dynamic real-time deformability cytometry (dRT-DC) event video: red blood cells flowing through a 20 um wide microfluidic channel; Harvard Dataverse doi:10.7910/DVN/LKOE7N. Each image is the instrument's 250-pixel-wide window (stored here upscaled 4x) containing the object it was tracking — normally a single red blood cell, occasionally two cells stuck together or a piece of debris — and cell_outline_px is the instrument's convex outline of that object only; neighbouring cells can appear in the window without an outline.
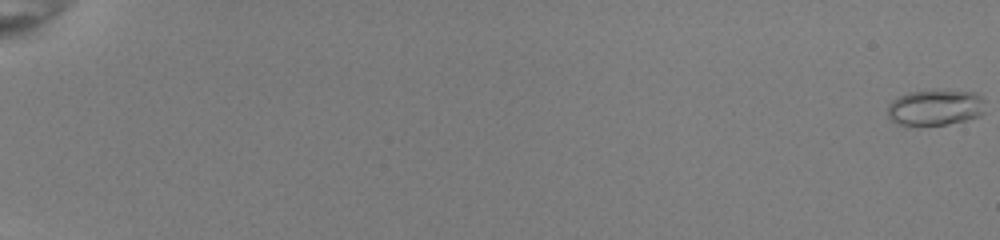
{"species": "common noctule bat (a hibernating species)", "species_latin": "Nyctalus noctula", "temperature_condition": "room temperature", "stored_images_in_passage": 54, "camera_frame_rate_fps": 3000, "um_per_image_px": 0.085, "animal": {"sex": "female", "body_mass_g": 22.0, "forearm_length_mm": 56.7}, "frame": {"image": 1, "passage_image": 1, "time_ms": 0.0, "image_size_px": [1000, 240], "cell_outline_px": [[984, 112], [980, 116], [948, 124], [900, 124], [892, 120], [888, 116], [888, 104], [892, 100], [908, 92], [976, 92], [984, 100]], "centroid_in_image_um": [79.51, 9.15], "position_along_channel_um": 5.5, "area_um2": 19.71}}
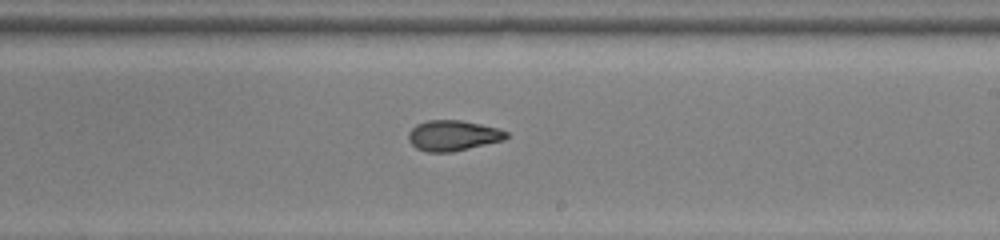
{"frame": {"image": 2, "passage_image": 36, "time_ms": 11.667, "image_size_px": [1000, 240], "cell_outline_px": [[508, 136], [504, 140], [452, 152], [428, 152], [416, 148], [408, 140], [408, 132], [416, 124], [428, 120], [460, 120], [500, 128], [508, 132]], "centroid_in_image_um": [38.5, 11.52], "position_along_channel_um": 250.5, "area_um2": 17.46}}
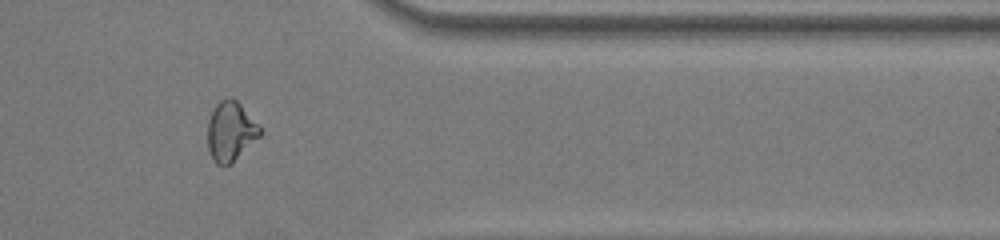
{"frame": {"image": 3, "passage_image": 47, "time_ms": 15.333, "image_size_px": [1000, 240], "cell_outline_px": [[260, 136], [228, 164], [216, 164], [208, 148], [208, 120], [216, 104], [220, 100], [228, 96], [232, 96], [260, 124]], "centroid_in_image_um": [19.6, 11.09], "position_along_channel_um": 391.8, "area_um2": 17.8}, "authors_computed_cell_mechanics": {"area_um2": 18.207, "velocity_mm_per_s": 4.0363, "shape_relaxation_time_tau1_ms": null, "shape_relaxation_time_tau2_ms": 1.9993, "deformation_change_tau1": null, "deformation_change_tau2": 0.0834}}